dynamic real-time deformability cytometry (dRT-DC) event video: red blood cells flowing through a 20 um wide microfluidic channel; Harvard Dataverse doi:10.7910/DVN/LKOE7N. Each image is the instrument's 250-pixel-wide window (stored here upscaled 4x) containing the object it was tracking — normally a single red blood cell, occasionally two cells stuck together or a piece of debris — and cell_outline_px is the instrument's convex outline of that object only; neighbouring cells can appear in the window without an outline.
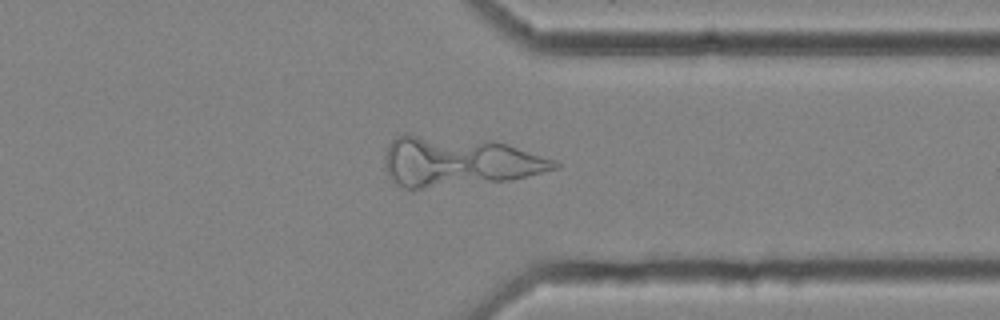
{"species": "common noctule bat (a hibernating species)", "species_latin": "Nyctalus noctula", "temperature_condition": "cold", "stored_images_in_passage": 52, "camera_frame_rate_fps": 3000, "um_per_image_px": 0.085, "animal": {"sex": "female", "body_mass_g": 25.1}, "frame": {"image": 1, "passage_image": 45, "time_ms": 14.667, "image_size_px": [1000, 320], "cell_outline_px": [[560, 168], [512, 180], [424, 188], [400, 188], [388, 176], [384, 168], [384, 156], [388, 144], [396, 136], [404, 132], [408, 132], [492, 140], [556, 160], [560, 164]], "centroid_in_image_um": [38.9, 13.7], "position_along_channel_um": 372.5, "area_um2": 50.11}}